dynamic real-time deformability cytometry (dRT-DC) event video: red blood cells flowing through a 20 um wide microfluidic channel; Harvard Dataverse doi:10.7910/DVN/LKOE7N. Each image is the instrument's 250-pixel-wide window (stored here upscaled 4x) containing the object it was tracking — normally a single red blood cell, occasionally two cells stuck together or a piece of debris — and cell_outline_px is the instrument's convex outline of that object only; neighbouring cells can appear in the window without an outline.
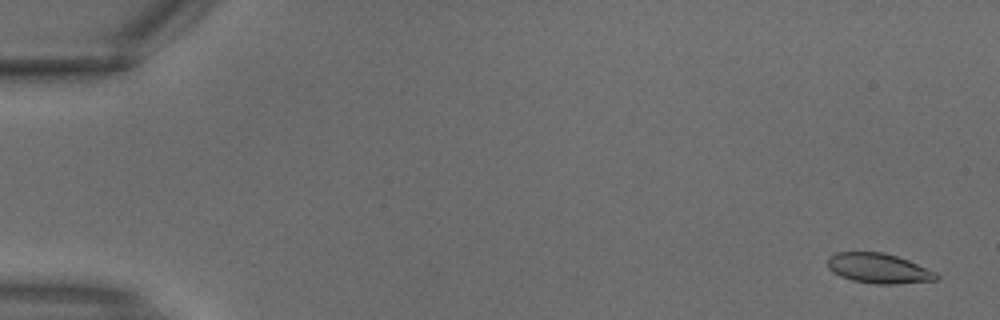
{"species": "common noctule bat (a hibernating species)", "species_latin": "Nyctalus noctula", "temperature_condition": "warm", "stored_images_in_passage": 2, "camera_frame_rate_fps": 3000, "um_per_image_px": 0.085, "animal": {"sex": "male", "body_mass_g": 18.8}, "frame": {"image": 1, "passage_image": 1, "time_ms": 0.0, "image_size_px": [1000, 320], "cell_outline_px": [[940, 280], [896, 284], [876, 284], [852, 280], [840, 276], [832, 272], [828, 268], [828, 256], [836, 252], [884, 252], [908, 260], [936, 272], [940, 276]], "centroid_in_image_um": [74.69, 22.81], "position_along_channel_um": 10.3, "area_um2": 19.13}}